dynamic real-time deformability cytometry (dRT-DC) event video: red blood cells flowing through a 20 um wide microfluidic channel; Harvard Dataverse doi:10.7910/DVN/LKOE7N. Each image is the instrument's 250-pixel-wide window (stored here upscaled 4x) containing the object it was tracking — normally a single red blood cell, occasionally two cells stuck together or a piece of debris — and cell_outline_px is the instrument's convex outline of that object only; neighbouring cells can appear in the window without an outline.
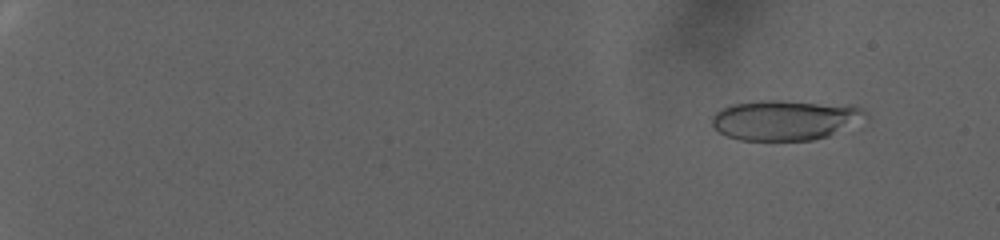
{"species": "human", "species_latin": "Homo sapiens", "temperature_condition": "warm", "stored_images_in_passage": 54, "camera_frame_rate_fps": 3000, "um_per_image_px": 0.085, "donor": {"sex": "female"}, "frame": {"image": 1, "passage_image": 5, "time_ms": 1.333, "image_size_px": [1000, 240], "cell_outline_px": [[868, 116], [828, 136], [812, 140], [740, 140], [728, 136], [720, 132], [712, 124], [712, 116], [716, 112], [732, 104], [760, 100], [784, 100], [848, 104], [860, 108]], "centroid_in_image_um": [66.71, 10.18], "position_along_channel_um": 18.3, "area_um2": 35.72}}
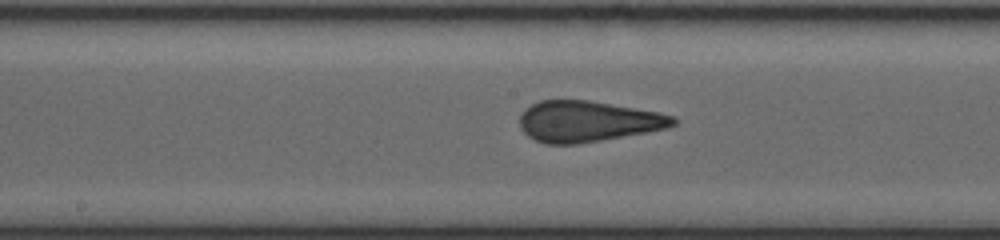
{"frame": {"image": 2, "passage_image": 31, "time_ms": 10.0, "image_size_px": [1000, 240], "cell_outline_px": [[676, 124], [668, 128], [648, 132], [576, 144], [544, 144], [528, 136], [520, 128], [520, 116], [532, 104], [540, 100], [588, 100], [660, 112], [676, 116]], "centroid_in_image_um": [49.99, 10.32], "position_along_channel_um": 198.2, "area_um2": 36.53}}
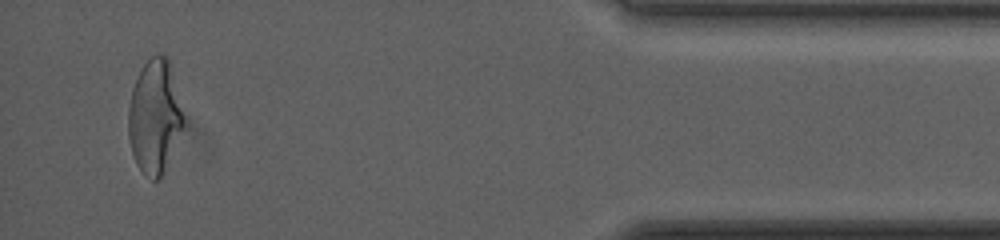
{"frame": {"image": 3, "passage_image": 52, "time_ms": 17.0, "image_size_px": [1000, 240], "cell_outline_px": [[184, 124], [160, 176], [156, 180], [152, 180], [144, 176], [140, 172], [136, 164], [132, 152], [128, 136], [128, 108], [132, 88], [140, 68], [156, 52], [160, 52], [168, 60], [184, 120]], "centroid_in_image_um": [13.08, 9.91], "position_along_channel_um": 422.1, "area_um2": 35.84}, "authors_computed_cell_mechanics": {"area_um2": 36.0961, "velocity_mm_per_s": 3.9193, "shape_relaxation_time_tau1_ms": 7.2539, "shape_relaxation_time_tau2_ms": null, "deformation_change_tau1": 0.2326, "deformation_change_tau2": null}}